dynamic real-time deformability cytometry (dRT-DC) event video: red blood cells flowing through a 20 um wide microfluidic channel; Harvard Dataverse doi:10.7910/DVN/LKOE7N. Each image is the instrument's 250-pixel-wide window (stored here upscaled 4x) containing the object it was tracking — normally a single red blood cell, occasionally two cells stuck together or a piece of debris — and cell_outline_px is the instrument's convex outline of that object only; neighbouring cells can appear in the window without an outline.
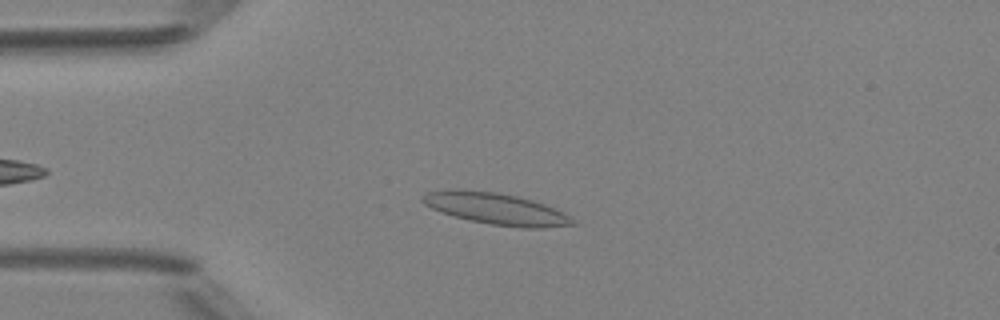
{"species": "Egyptian fruit bat (a non-hibernating species)", "species_latin": "Rousettus aegyptiacus", "temperature_condition": "room temperature", "stored_images_in_passage": 37, "camera_frame_rate_fps": 3000, "um_per_image_px": 0.085, "animal": {"sex": "female"}, "frame": {"image": 1, "passage_image": 8, "time_ms": 2.333, "image_size_px": [1000, 320], "cell_outline_px": [[576, 224], [544, 228], [524, 228], [492, 224], [468, 220], [452, 216], [432, 208], [424, 204], [420, 200], [428, 192], [448, 188], [460, 188], [496, 192], [516, 196], [532, 200], [556, 208], [564, 212]], "centroid_in_image_um": [42.12, 17.73], "position_along_channel_um": 42.9, "area_um2": 27.69}}
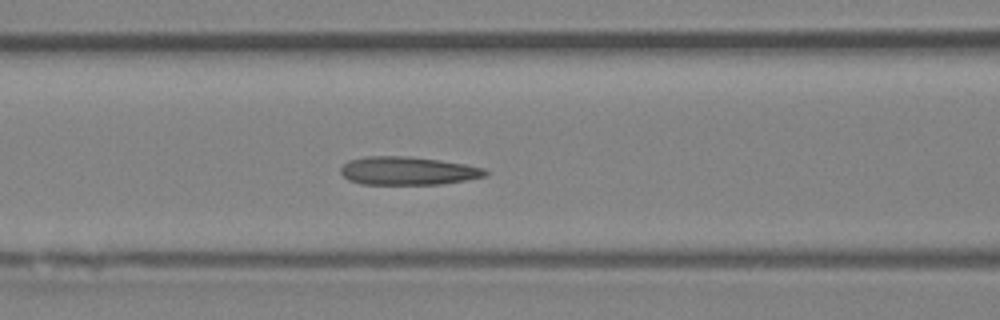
{"frame": {"image": 2, "passage_image": 16, "time_ms": 5.0, "image_size_px": [1000, 320], "cell_outline_px": [[488, 172], [484, 176], [464, 180], [440, 184], [360, 184], [348, 180], [340, 172], [340, 168], [348, 160], [364, 156], [408, 156], [440, 160], [464, 164], [484, 168]], "centroid_in_image_um": [34.61, 14.51], "position_along_channel_um": 132.0, "area_um2": 23.76}}
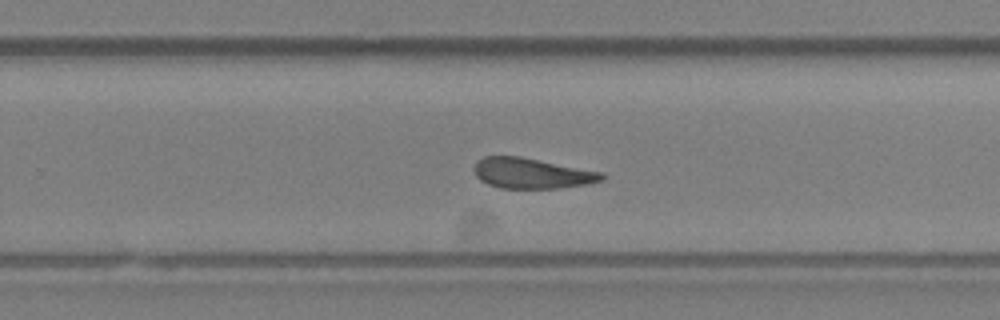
{"frame": {"image": 3, "passage_image": 27, "time_ms": 8.667, "image_size_px": [1000, 320], "cell_outline_px": [[604, 180], [588, 184], [556, 188], [500, 188], [488, 184], [480, 180], [476, 176], [472, 168], [476, 160], [484, 156], [520, 156], [604, 172]], "centroid_in_image_um": [45.18, 14.72], "position_along_channel_um": 284.6, "area_um2": 22.89}, "authors_computed_cell_mechanics": {"area_um2": 23.6402, "velocity_mm_per_s": 4.1764, "shape_relaxation_time_tau1_ms": 7.8111, "shape_relaxation_time_tau2_ms": 2.5461, "deformation_change_tau1": 0.1467, "deformation_change_tau2": 0.0966}}